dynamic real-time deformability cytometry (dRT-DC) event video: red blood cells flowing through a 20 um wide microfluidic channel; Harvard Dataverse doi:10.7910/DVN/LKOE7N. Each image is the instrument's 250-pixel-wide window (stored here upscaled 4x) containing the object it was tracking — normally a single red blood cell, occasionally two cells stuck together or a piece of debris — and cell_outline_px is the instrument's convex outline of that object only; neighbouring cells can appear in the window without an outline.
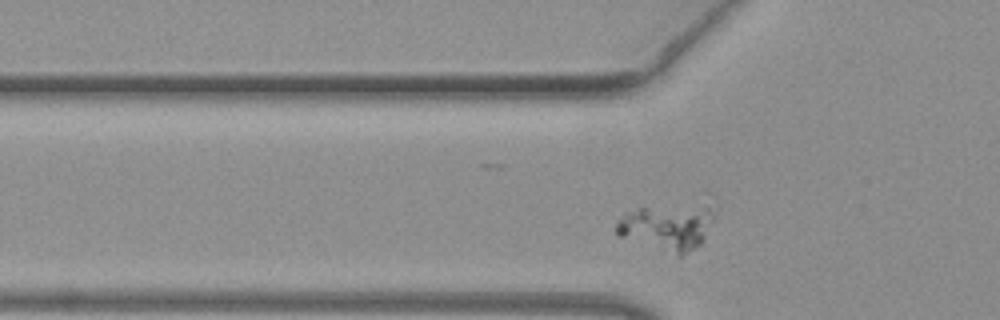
{"species": "common noctule bat (a hibernating species)", "species_latin": "Nyctalus noctula", "temperature_condition": "warm", "stored_images_in_passage": 47, "camera_frame_rate_fps": 3000, "um_per_image_px": 0.085, "animal": {"sex": "female", "body_mass_g": 19.3, "forearm_length_mm": 54.1}, "frame": {"image": 1, "passage_image": 11, "time_ms": 3.333, "image_size_px": [1000, 320], "cell_outline_px": [[716, 212], [700, 244], [680, 256], [620, 236], [616, 232], [616, 220], [628, 212], [640, 208], [708, 208]], "centroid_in_image_um": [56.65, 19.35], "position_along_channel_um": 69.2, "area_um2": 24.62}}
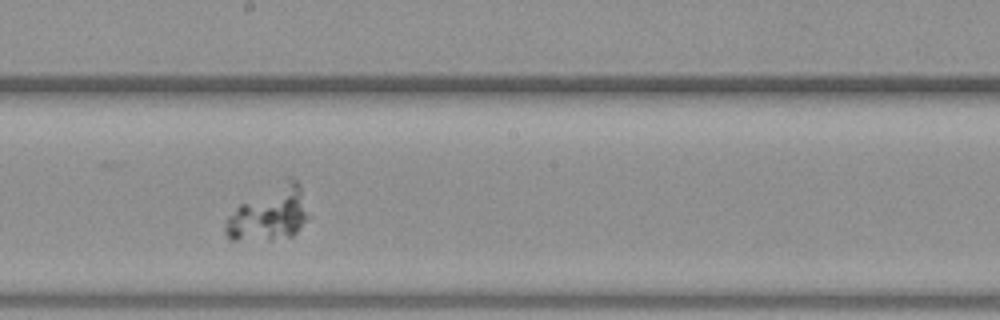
{"frame": {"image": 2, "passage_image": 23, "time_ms": 7.333, "image_size_px": [1000, 320], "cell_outline_px": [[312, 216], [292, 236], [272, 240], [232, 240], [224, 232], [224, 224], [228, 216], [240, 204], [292, 180], [296, 180], [300, 184]], "centroid_in_image_um": [22.94, 18.26], "position_along_channel_um": 225.3, "area_um2": 25.55}}
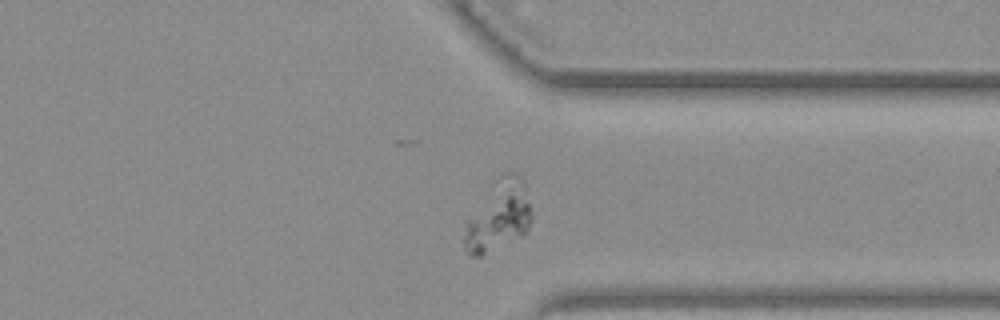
{"frame": {"image": 3, "passage_image": 34, "time_ms": 11.0, "image_size_px": [1000, 320], "cell_outline_px": [[532, 220], [524, 236], [480, 256], [472, 256], [468, 252], [464, 244], [464, 224], [468, 220], [508, 196], [516, 192], [528, 204], [532, 216]], "centroid_in_image_um": [42.28, 19.18], "position_along_channel_um": 369.1, "area_um2": 19.71}}